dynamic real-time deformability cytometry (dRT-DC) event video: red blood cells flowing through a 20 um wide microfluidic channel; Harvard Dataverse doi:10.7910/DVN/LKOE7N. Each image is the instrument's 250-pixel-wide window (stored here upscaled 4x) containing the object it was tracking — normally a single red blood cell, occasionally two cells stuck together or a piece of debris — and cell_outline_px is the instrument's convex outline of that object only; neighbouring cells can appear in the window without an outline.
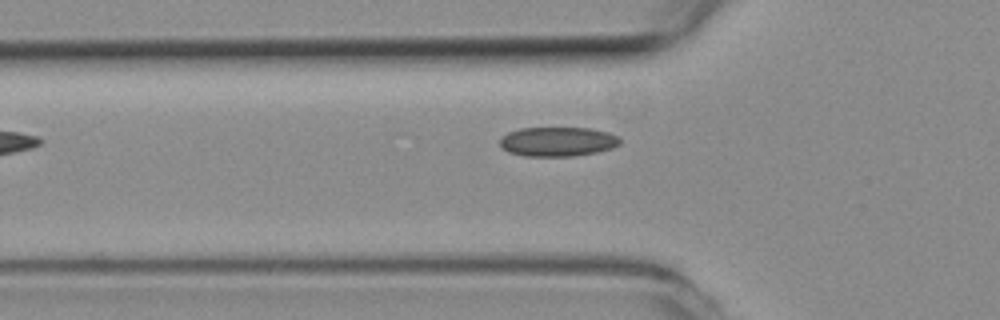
{"species": "common noctule bat (a hibernating species)", "species_latin": "Nyctalus noctula", "temperature_condition": "room temperature", "stored_images_in_passage": 40, "camera_frame_rate_fps": 3000, "um_per_image_px": 0.085, "animal": {"sex": "female", "body_mass_g": 19.3, "forearm_length_mm": 54.1}, "frame": {"image": 1, "passage_image": 3, "time_ms": 0.667, "image_size_px": [1000, 320], "cell_outline_px": [[620, 144], [612, 148], [596, 152], [572, 156], [524, 156], [508, 152], [500, 144], [500, 136], [508, 132], [520, 128], [588, 128], [608, 132], [620, 136]], "centroid_in_image_um": [47.4, 12.03], "position_along_channel_um": 78.4, "area_um2": 20.63}}
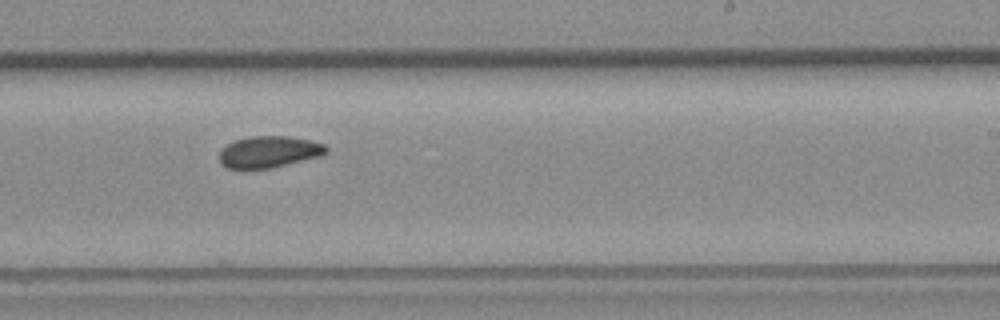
{"frame": {"image": 2, "passage_image": 18, "time_ms": 5.667, "image_size_px": [1000, 320], "cell_outline_px": [[328, 152], [320, 156], [268, 168], [228, 168], [220, 164], [220, 152], [228, 144], [236, 140], [252, 136], [288, 136], [308, 140], [324, 144], [328, 148]], "centroid_in_image_um": [22.87, 12.9], "position_along_channel_um": 266.1, "area_um2": 19.25}}
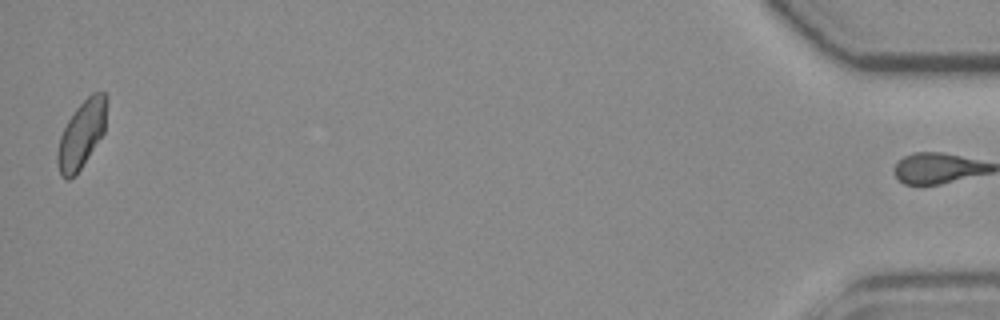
{"frame": {"image": 3, "passage_image": 39, "time_ms": 12.667, "image_size_px": [1000, 320], "cell_outline_px": [[108, 96], [104, 132], [80, 168], [68, 180], [64, 180], [60, 176], [56, 160], [56, 152], [60, 136], [68, 120], [76, 108], [92, 92], [104, 92]], "centroid_in_image_um": [6.92, 11.4], "position_along_channel_um": 428.3, "area_um2": 19.19}, "authors_computed_cell_mechanics": {"area_um2": 19.4208, "velocity_mm_per_s": 3.7543, "shape_relaxation_time_tau1_ms": 6.8187, "shape_relaxation_time_tau2_ms": 11.1058, "deformation_change_tau1": 0.0904, "deformation_change_tau2": 0.1034}}